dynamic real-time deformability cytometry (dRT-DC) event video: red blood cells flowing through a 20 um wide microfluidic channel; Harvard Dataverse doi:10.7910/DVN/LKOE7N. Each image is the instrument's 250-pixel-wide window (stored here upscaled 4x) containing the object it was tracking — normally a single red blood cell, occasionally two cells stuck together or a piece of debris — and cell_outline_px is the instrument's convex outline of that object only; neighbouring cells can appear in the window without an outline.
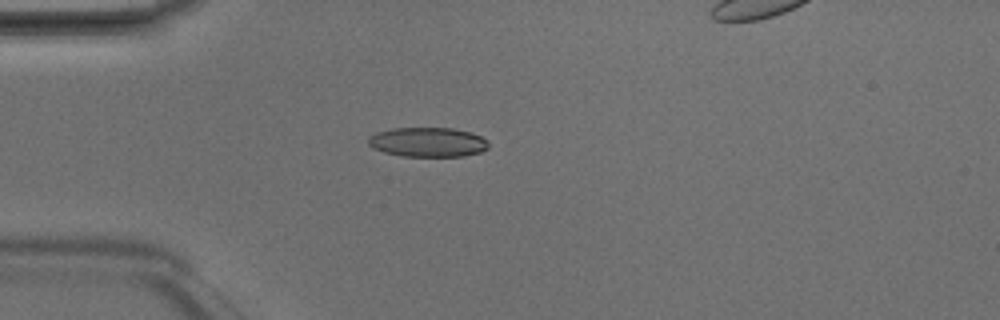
{"species": "Egyptian fruit bat (a non-hibernating species)", "species_latin": "Rousettus aegyptiacus", "temperature_condition": "room temperature", "stored_images_in_passage": 5, "camera_frame_rate_fps": 3000, "um_per_image_px": 0.085, "animal": {"sex": "male"}, "frame": {"image": 1, "passage_image": 4, "time_ms": 1.0, "image_size_px": [1000, 320], "cell_outline_px": [[488, 148], [480, 152], [464, 156], [400, 156], [384, 152], [372, 148], [368, 144], [368, 136], [376, 132], [392, 128], [452, 128], [472, 132], [488, 140]], "centroid_in_image_um": [36.35, 12.08], "position_along_channel_um": 48.7, "area_um2": 20.87}}